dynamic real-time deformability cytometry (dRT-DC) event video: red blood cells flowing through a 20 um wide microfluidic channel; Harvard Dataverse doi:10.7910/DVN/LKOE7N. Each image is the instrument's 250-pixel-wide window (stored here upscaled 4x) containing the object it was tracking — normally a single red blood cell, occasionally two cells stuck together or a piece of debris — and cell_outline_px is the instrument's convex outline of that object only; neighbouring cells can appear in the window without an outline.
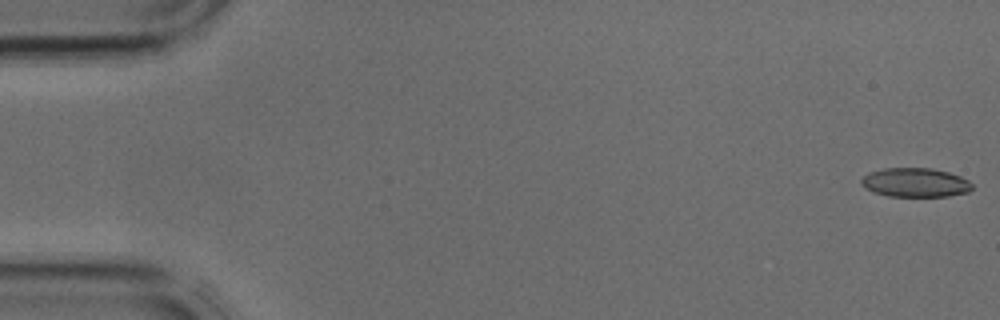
{"species": "common noctule bat (a hibernating species)", "species_latin": "Nyctalus noctula", "temperature_condition": "cold", "stored_images_in_passage": 42, "camera_frame_rate_fps": 3000, "um_per_image_px": 0.085, "animal": {"sex": "male", "body_mass_g": 17.9, "forearm_length_mm": 54.2}, "frame": {"image": 1, "passage_image": 1, "time_ms": 0.0, "image_size_px": [1000, 320], "cell_outline_px": [[972, 188], [968, 192], [948, 196], [888, 196], [872, 192], [860, 180], [868, 172], [884, 168], [932, 168], [948, 172], [960, 176], [968, 180], [972, 184]], "centroid_in_image_um": [77.81, 15.51], "position_along_channel_um": 7.2, "area_um2": 18.67}}
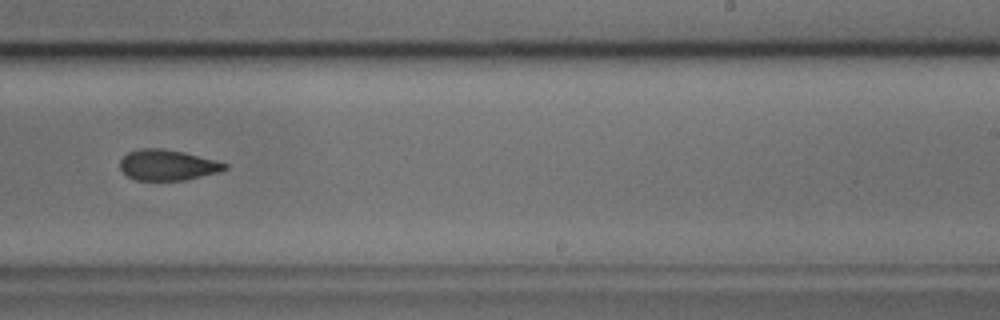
{"frame": {"image": 2, "passage_image": 26, "time_ms": 8.333, "image_size_px": [1000, 320], "cell_outline_px": [[228, 168], [220, 172], [184, 180], [136, 180], [128, 176], [120, 168], [120, 160], [128, 152], [140, 148], [160, 148], [184, 152], [216, 160], [228, 164]], "centroid_in_image_um": [14.26, 14.02], "position_along_channel_um": 274.7, "area_um2": 18.73}}
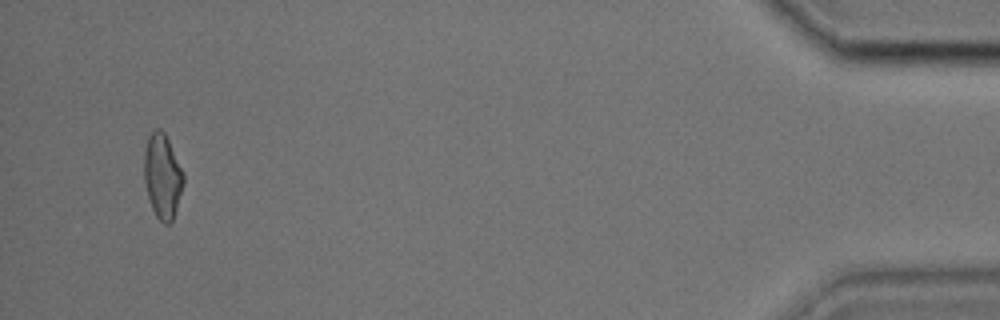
{"frame": {"image": 3, "passage_image": 40, "time_ms": 13.0, "image_size_px": [1000, 320], "cell_outline_px": [[184, 184], [172, 220], [168, 224], [164, 224], [156, 216], [152, 208], [148, 196], [144, 180], [144, 152], [148, 136], [156, 128], [160, 128], [164, 132], [184, 172]], "centroid_in_image_um": [13.81, 14.95], "position_along_channel_um": 421.4, "area_um2": 19.31}}